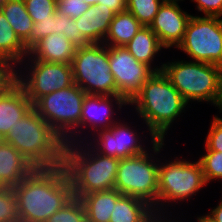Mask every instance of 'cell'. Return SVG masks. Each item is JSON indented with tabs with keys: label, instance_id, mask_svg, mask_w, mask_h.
Instances as JSON below:
<instances>
[{
	"label": "cell",
	"instance_id": "1",
	"mask_svg": "<svg viewBox=\"0 0 222 222\" xmlns=\"http://www.w3.org/2000/svg\"><path fill=\"white\" fill-rule=\"evenodd\" d=\"M13 189L20 222H45L73 197L63 165L36 168Z\"/></svg>",
	"mask_w": 222,
	"mask_h": 222
},
{
	"label": "cell",
	"instance_id": "2",
	"mask_svg": "<svg viewBox=\"0 0 222 222\" xmlns=\"http://www.w3.org/2000/svg\"><path fill=\"white\" fill-rule=\"evenodd\" d=\"M128 107H133L130 118L136 113L133 116L137 115L136 118H139L158 140H166L173 123L176 124L188 111L186 109L190 108L163 71L154 72L129 102Z\"/></svg>",
	"mask_w": 222,
	"mask_h": 222
},
{
	"label": "cell",
	"instance_id": "3",
	"mask_svg": "<svg viewBox=\"0 0 222 222\" xmlns=\"http://www.w3.org/2000/svg\"><path fill=\"white\" fill-rule=\"evenodd\" d=\"M119 160L101 155L86 141L65 144L63 166L70 179L73 196L114 189Z\"/></svg>",
	"mask_w": 222,
	"mask_h": 222
},
{
	"label": "cell",
	"instance_id": "4",
	"mask_svg": "<svg viewBox=\"0 0 222 222\" xmlns=\"http://www.w3.org/2000/svg\"><path fill=\"white\" fill-rule=\"evenodd\" d=\"M35 168L63 165L65 142L32 108L3 139Z\"/></svg>",
	"mask_w": 222,
	"mask_h": 222
},
{
	"label": "cell",
	"instance_id": "5",
	"mask_svg": "<svg viewBox=\"0 0 222 222\" xmlns=\"http://www.w3.org/2000/svg\"><path fill=\"white\" fill-rule=\"evenodd\" d=\"M181 156H170L167 160L166 156L161 154L162 159L158 165L157 208L154 213L174 214L178 204L190 202L192 197L208 186L200 161H190L187 158L183 159L182 154Z\"/></svg>",
	"mask_w": 222,
	"mask_h": 222
},
{
	"label": "cell",
	"instance_id": "6",
	"mask_svg": "<svg viewBox=\"0 0 222 222\" xmlns=\"http://www.w3.org/2000/svg\"><path fill=\"white\" fill-rule=\"evenodd\" d=\"M162 71L189 105L196 101L209 103L221 112V66L185 58L172 59L163 62Z\"/></svg>",
	"mask_w": 222,
	"mask_h": 222
},
{
	"label": "cell",
	"instance_id": "7",
	"mask_svg": "<svg viewBox=\"0 0 222 222\" xmlns=\"http://www.w3.org/2000/svg\"><path fill=\"white\" fill-rule=\"evenodd\" d=\"M166 141L159 140L146 153L120 159L114 189L122 195L144 200L155 210L158 198V165Z\"/></svg>",
	"mask_w": 222,
	"mask_h": 222
},
{
	"label": "cell",
	"instance_id": "8",
	"mask_svg": "<svg viewBox=\"0 0 222 222\" xmlns=\"http://www.w3.org/2000/svg\"><path fill=\"white\" fill-rule=\"evenodd\" d=\"M86 93L73 84L39 98L33 108L65 144L78 143V125Z\"/></svg>",
	"mask_w": 222,
	"mask_h": 222
},
{
	"label": "cell",
	"instance_id": "9",
	"mask_svg": "<svg viewBox=\"0 0 222 222\" xmlns=\"http://www.w3.org/2000/svg\"><path fill=\"white\" fill-rule=\"evenodd\" d=\"M71 66L74 84L86 94L119 96L105 44L90 43L77 47Z\"/></svg>",
	"mask_w": 222,
	"mask_h": 222
},
{
	"label": "cell",
	"instance_id": "10",
	"mask_svg": "<svg viewBox=\"0 0 222 222\" xmlns=\"http://www.w3.org/2000/svg\"><path fill=\"white\" fill-rule=\"evenodd\" d=\"M123 117L109 129H102L94 133L86 142L101 155L124 159L142 153H146L159 140L148 130L147 126L142 122L140 125L134 126L129 118ZM129 122H128V121ZM126 121V122H125ZM130 123V124H129ZM133 125V126H132ZM143 125V126H142ZM146 130H142L143 128ZM141 131V133L139 132ZM146 131V135H145ZM145 135V136H144ZM149 135V137L147 136ZM149 142V143H148ZM146 143L147 146H146ZM150 145V146H149Z\"/></svg>",
	"mask_w": 222,
	"mask_h": 222
},
{
	"label": "cell",
	"instance_id": "11",
	"mask_svg": "<svg viewBox=\"0 0 222 222\" xmlns=\"http://www.w3.org/2000/svg\"><path fill=\"white\" fill-rule=\"evenodd\" d=\"M12 75L32 104L44 95L74 84L72 66L65 63L24 59L12 71Z\"/></svg>",
	"mask_w": 222,
	"mask_h": 222
},
{
	"label": "cell",
	"instance_id": "12",
	"mask_svg": "<svg viewBox=\"0 0 222 222\" xmlns=\"http://www.w3.org/2000/svg\"><path fill=\"white\" fill-rule=\"evenodd\" d=\"M193 14L176 49L192 61L222 66V18Z\"/></svg>",
	"mask_w": 222,
	"mask_h": 222
},
{
	"label": "cell",
	"instance_id": "13",
	"mask_svg": "<svg viewBox=\"0 0 222 222\" xmlns=\"http://www.w3.org/2000/svg\"><path fill=\"white\" fill-rule=\"evenodd\" d=\"M128 106L121 96L86 94L78 125V142L86 141L99 130L109 129L121 119L123 109H129Z\"/></svg>",
	"mask_w": 222,
	"mask_h": 222
},
{
	"label": "cell",
	"instance_id": "14",
	"mask_svg": "<svg viewBox=\"0 0 222 222\" xmlns=\"http://www.w3.org/2000/svg\"><path fill=\"white\" fill-rule=\"evenodd\" d=\"M108 59L117 92L128 103L155 72L137 61L125 46H108Z\"/></svg>",
	"mask_w": 222,
	"mask_h": 222
},
{
	"label": "cell",
	"instance_id": "15",
	"mask_svg": "<svg viewBox=\"0 0 222 222\" xmlns=\"http://www.w3.org/2000/svg\"><path fill=\"white\" fill-rule=\"evenodd\" d=\"M182 1L184 0L163 2L149 25L166 50L175 49L182 42L187 23L192 16L180 7L179 2Z\"/></svg>",
	"mask_w": 222,
	"mask_h": 222
},
{
	"label": "cell",
	"instance_id": "16",
	"mask_svg": "<svg viewBox=\"0 0 222 222\" xmlns=\"http://www.w3.org/2000/svg\"><path fill=\"white\" fill-rule=\"evenodd\" d=\"M33 104L22 86L12 77L0 88V140L4 139Z\"/></svg>",
	"mask_w": 222,
	"mask_h": 222
},
{
	"label": "cell",
	"instance_id": "17",
	"mask_svg": "<svg viewBox=\"0 0 222 222\" xmlns=\"http://www.w3.org/2000/svg\"><path fill=\"white\" fill-rule=\"evenodd\" d=\"M76 48L77 46L63 34L51 33L37 42L24 59L71 64Z\"/></svg>",
	"mask_w": 222,
	"mask_h": 222
},
{
	"label": "cell",
	"instance_id": "18",
	"mask_svg": "<svg viewBox=\"0 0 222 222\" xmlns=\"http://www.w3.org/2000/svg\"><path fill=\"white\" fill-rule=\"evenodd\" d=\"M35 169L10 143L0 140V186L14 187Z\"/></svg>",
	"mask_w": 222,
	"mask_h": 222
},
{
	"label": "cell",
	"instance_id": "19",
	"mask_svg": "<svg viewBox=\"0 0 222 222\" xmlns=\"http://www.w3.org/2000/svg\"><path fill=\"white\" fill-rule=\"evenodd\" d=\"M114 16L115 13L111 9L96 4L91 5L74 20L77 22L78 30L89 43H103Z\"/></svg>",
	"mask_w": 222,
	"mask_h": 222
},
{
	"label": "cell",
	"instance_id": "20",
	"mask_svg": "<svg viewBox=\"0 0 222 222\" xmlns=\"http://www.w3.org/2000/svg\"><path fill=\"white\" fill-rule=\"evenodd\" d=\"M125 48L137 61L145 63L155 72L162 71L163 63H160L157 57L161 55L162 50L166 49L161 45L157 35L149 26H143L130 42L125 45ZM156 60L159 64L155 62Z\"/></svg>",
	"mask_w": 222,
	"mask_h": 222
},
{
	"label": "cell",
	"instance_id": "21",
	"mask_svg": "<svg viewBox=\"0 0 222 222\" xmlns=\"http://www.w3.org/2000/svg\"><path fill=\"white\" fill-rule=\"evenodd\" d=\"M122 196L117 189L95 192L80 197L87 222H109L116 201Z\"/></svg>",
	"mask_w": 222,
	"mask_h": 222
},
{
	"label": "cell",
	"instance_id": "22",
	"mask_svg": "<svg viewBox=\"0 0 222 222\" xmlns=\"http://www.w3.org/2000/svg\"><path fill=\"white\" fill-rule=\"evenodd\" d=\"M27 55L24 43L0 10V60L13 71Z\"/></svg>",
	"mask_w": 222,
	"mask_h": 222
},
{
	"label": "cell",
	"instance_id": "23",
	"mask_svg": "<svg viewBox=\"0 0 222 222\" xmlns=\"http://www.w3.org/2000/svg\"><path fill=\"white\" fill-rule=\"evenodd\" d=\"M153 213V207L144 200L122 195L116 201L109 222H146Z\"/></svg>",
	"mask_w": 222,
	"mask_h": 222
},
{
	"label": "cell",
	"instance_id": "24",
	"mask_svg": "<svg viewBox=\"0 0 222 222\" xmlns=\"http://www.w3.org/2000/svg\"><path fill=\"white\" fill-rule=\"evenodd\" d=\"M143 25L127 10L116 13L109 25L103 44L106 46H125Z\"/></svg>",
	"mask_w": 222,
	"mask_h": 222
},
{
	"label": "cell",
	"instance_id": "25",
	"mask_svg": "<svg viewBox=\"0 0 222 222\" xmlns=\"http://www.w3.org/2000/svg\"><path fill=\"white\" fill-rule=\"evenodd\" d=\"M0 10L16 35L24 42L31 33L33 20L28 14L24 0H2Z\"/></svg>",
	"mask_w": 222,
	"mask_h": 222
},
{
	"label": "cell",
	"instance_id": "26",
	"mask_svg": "<svg viewBox=\"0 0 222 222\" xmlns=\"http://www.w3.org/2000/svg\"><path fill=\"white\" fill-rule=\"evenodd\" d=\"M73 19L58 13L47 17L46 19L33 23L30 36L23 42L27 51H29L43 37L51 33H61L67 38L68 23Z\"/></svg>",
	"mask_w": 222,
	"mask_h": 222
},
{
	"label": "cell",
	"instance_id": "27",
	"mask_svg": "<svg viewBox=\"0 0 222 222\" xmlns=\"http://www.w3.org/2000/svg\"><path fill=\"white\" fill-rule=\"evenodd\" d=\"M162 3L161 0H126V10L143 26H149Z\"/></svg>",
	"mask_w": 222,
	"mask_h": 222
},
{
	"label": "cell",
	"instance_id": "28",
	"mask_svg": "<svg viewBox=\"0 0 222 222\" xmlns=\"http://www.w3.org/2000/svg\"><path fill=\"white\" fill-rule=\"evenodd\" d=\"M45 222H87L85 209L80 198L73 196Z\"/></svg>",
	"mask_w": 222,
	"mask_h": 222
},
{
	"label": "cell",
	"instance_id": "29",
	"mask_svg": "<svg viewBox=\"0 0 222 222\" xmlns=\"http://www.w3.org/2000/svg\"><path fill=\"white\" fill-rule=\"evenodd\" d=\"M205 153L200 155L199 161L207 184L222 180V152L204 149Z\"/></svg>",
	"mask_w": 222,
	"mask_h": 222
},
{
	"label": "cell",
	"instance_id": "30",
	"mask_svg": "<svg viewBox=\"0 0 222 222\" xmlns=\"http://www.w3.org/2000/svg\"><path fill=\"white\" fill-rule=\"evenodd\" d=\"M0 222H20L13 187L0 186Z\"/></svg>",
	"mask_w": 222,
	"mask_h": 222
},
{
	"label": "cell",
	"instance_id": "31",
	"mask_svg": "<svg viewBox=\"0 0 222 222\" xmlns=\"http://www.w3.org/2000/svg\"><path fill=\"white\" fill-rule=\"evenodd\" d=\"M25 7L33 22H39L55 14L56 0H24Z\"/></svg>",
	"mask_w": 222,
	"mask_h": 222
},
{
	"label": "cell",
	"instance_id": "32",
	"mask_svg": "<svg viewBox=\"0 0 222 222\" xmlns=\"http://www.w3.org/2000/svg\"><path fill=\"white\" fill-rule=\"evenodd\" d=\"M220 116L221 114H215L211 120L210 128L204 140V149L222 152V118Z\"/></svg>",
	"mask_w": 222,
	"mask_h": 222
},
{
	"label": "cell",
	"instance_id": "33",
	"mask_svg": "<svg viewBox=\"0 0 222 222\" xmlns=\"http://www.w3.org/2000/svg\"><path fill=\"white\" fill-rule=\"evenodd\" d=\"M57 12L72 19L82 15L90 5L84 0H56Z\"/></svg>",
	"mask_w": 222,
	"mask_h": 222
},
{
	"label": "cell",
	"instance_id": "34",
	"mask_svg": "<svg viewBox=\"0 0 222 222\" xmlns=\"http://www.w3.org/2000/svg\"><path fill=\"white\" fill-rule=\"evenodd\" d=\"M196 4V11L204 16H217L222 18V0H190Z\"/></svg>",
	"mask_w": 222,
	"mask_h": 222
},
{
	"label": "cell",
	"instance_id": "35",
	"mask_svg": "<svg viewBox=\"0 0 222 222\" xmlns=\"http://www.w3.org/2000/svg\"><path fill=\"white\" fill-rule=\"evenodd\" d=\"M67 38L77 47L90 44L81 34L77 28V22L73 19L68 23Z\"/></svg>",
	"mask_w": 222,
	"mask_h": 222
},
{
	"label": "cell",
	"instance_id": "36",
	"mask_svg": "<svg viewBox=\"0 0 222 222\" xmlns=\"http://www.w3.org/2000/svg\"><path fill=\"white\" fill-rule=\"evenodd\" d=\"M102 7L111 9L115 14L126 11V0H102Z\"/></svg>",
	"mask_w": 222,
	"mask_h": 222
},
{
	"label": "cell",
	"instance_id": "37",
	"mask_svg": "<svg viewBox=\"0 0 222 222\" xmlns=\"http://www.w3.org/2000/svg\"><path fill=\"white\" fill-rule=\"evenodd\" d=\"M173 218V219H172ZM181 219L179 216L175 218V215L166 214V213H153L152 216L146 221V222H181ZM177 219V220H176Z\"/></svg>",
	"mask_w": 222,
	"mask_h": 222
},
{
	"label": "cell",
	"instance_id": "38",
	"mask_svg": "<svg viewBox=\"0 0 222 222\" xmlns=\"http://www.w3.org/2000/svg\"><path fill=\"white\" fill-rule=\"evenodd\" d=\"M12 77V70L3 61L0 60V88Z\"/></svg>",
	"mask_w": 222,
	"mask_h": 222
},
{
	"label": "cell",
	"instance_id": "39",
	"mask_svg": "<svg viewBox=\"0 0 222 222\" xmlns=\"http://www.w3.org/2000/svg\"><path fill=\"white\" fill-rule=\"evenodd\" d=\"M210 208V211L207 214L214 219L216 222H222V202L218 201V205Z\"/></svg>",
	"mask_w": 222,
	"mask_h": 222
},
{
	"label": "cell",
	"instance_id": "40",
	"mask_svg": "<svg viewBox=\"0 0 222 222\" xmlns=\"http://www.w3.org/2000/svg\"><path fill=\"white\" fill-rule=\"evenodd\" d=\"M196 222H216L214 219H212L207 213L203 215H197Z\"/></svg>",
	"mask_w": 222,
	"mask_h": 222
},
{
	"label": "cell",
	"instance_id": "41",
	"mask_svg": "<svg viewBox=\"0 0 222 222\" xmlns=\"http://www.w3.org/2000/svg\"><path fill=\"white\" fill-rule=\"evenodd\" d=\"M87 4L91 5H96L98 2H102V0H84Z\"/></svg>",
	"mask_w": 222,
	"mask_h": 222
},
{
	"label": "cell",
	"instance_id": "42",
	"mask_svg": "<svg viewBox=\"0 0 222 222\" xmlns=\"http://www.w3.org/2000/svg\"><path fill=\"white\" fill-rule=\"evenodd\" d=\"M221 77H222V66H221ZM222 113V95H221V112H219V114Z\"/></svg>",
	"mask_w": 222,
	"mask_h": 222
},
{
	"label": "cell",
	"instance_id": "43",
	"mask_svg": "<svg viewBox=\"0 0 222 222\" xmlns=\"http://www.w3.org/2000/svg\"><path fill=\"white\" fill-rule=\"evenodd\" d=\"M162 2H172V1H175V0H161Z\"/></svg>",
	"mask_w": 222,
	"mask_h": 222
}]
</instances>
